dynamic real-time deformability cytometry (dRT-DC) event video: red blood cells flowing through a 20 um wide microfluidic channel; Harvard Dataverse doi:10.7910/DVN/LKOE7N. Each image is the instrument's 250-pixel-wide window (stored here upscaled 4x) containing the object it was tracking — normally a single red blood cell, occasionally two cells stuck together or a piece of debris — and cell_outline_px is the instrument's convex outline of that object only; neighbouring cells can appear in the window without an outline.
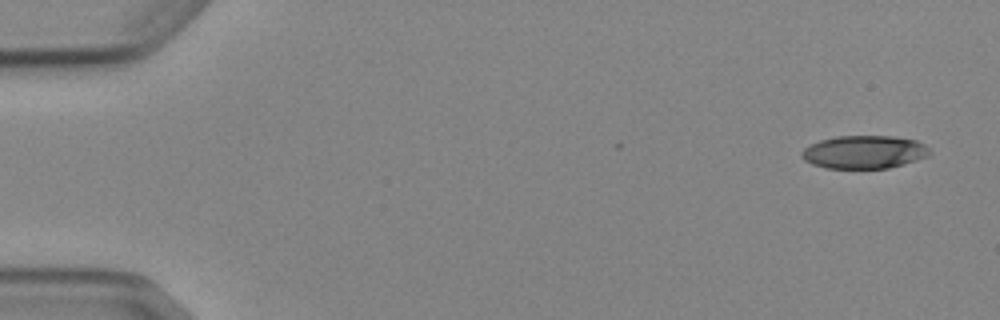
{"species": "Egyptian fruit bat (a non-hibernating species)", "species_latin": "Rousettus aegyptiacus", "temperature_condition": "cold", "stored_images_in_passage": 4, "camera_frame_rate_fps": 3000, "um_per_image_px": 0.085, "animal": {"sex": "female"}, "frame": {"image": 1, "passage_image": 1, "time_ms": 0.0, "image_size_px": [1000, 320], "cell_outline_px": [[932, 152], [928, 156], [904, 164], [888, 168], [828, 168], [812, 164], [804, 160], [800, 156], [800, 152], [804, 148], [820, 140], [836, 136], [892, 136], [916, 140], [924, 144]], "centroid_in_image_um": [73.45, 12.92], "position_along_channel_um": 11.5, "area_um2": 24.68}}
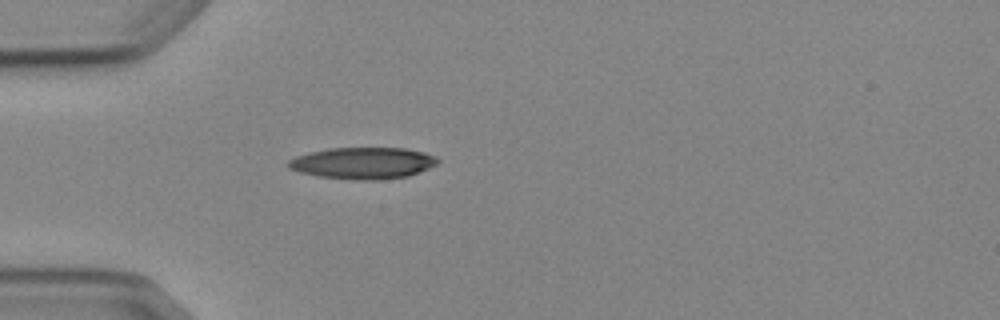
{"frame": {"image": 2, "passage_image": 4, "time_ms": 4.333, "image_size_px": [1000, 320], "cell_outline_px": [[440, 160], [436, 164], [428, 168], [408, 176], [372, 180], [356, 180], [320, 176], [300, 172], [288, 168], [284, 164], [288, 160], [296, 156], [328, 148], [404, 148], [424, 152], [436, 156]], "centroid_in_image_um": [30.83, 13.85], "position_along_channel_um": 54.2, "area_um2": 27.4}}